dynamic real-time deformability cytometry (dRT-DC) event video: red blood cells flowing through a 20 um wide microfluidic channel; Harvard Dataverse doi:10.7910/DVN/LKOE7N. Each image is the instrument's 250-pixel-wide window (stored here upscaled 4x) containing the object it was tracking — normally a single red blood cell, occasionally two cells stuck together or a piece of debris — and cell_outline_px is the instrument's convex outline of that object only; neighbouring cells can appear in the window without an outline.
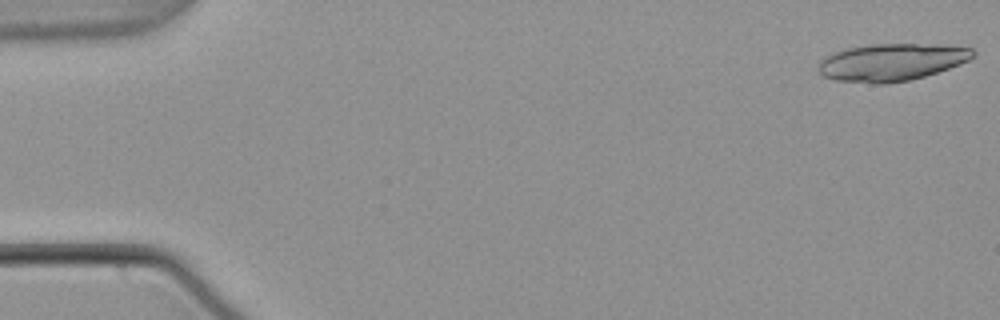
{"species": "common noctule bat (a hibernating species)", "species_latin": "Nyctalus noctula", "temperature_condition": "warm", "stored_images_in_passage": 20, "camera_frame_rate_fps": 3000, "um_per_image_px": 0.085, "animal": {"sex": "male", "body_mass_g": 21.5, "forearm_length_mm": 52.0}, "frame": {"image": 1, "passage_image": 1, "time_ms": 0.0, "image_size_px": [1000, 320], "cell_outline_px": [[976, 56], [960, 64], [924, 76], [908, 80], [884, 84], [872, 84], [836, 80], [824, 76], [820, 72], [820, 60], [824, 56], [832, 52], [848, 48], [868, 44], [932, 44], [972, 48], [976, 52]], "centroid_in_image_um": [75.78, 5.28], "position_along_channel_um": 9.2, "area_um2": 33.58}}